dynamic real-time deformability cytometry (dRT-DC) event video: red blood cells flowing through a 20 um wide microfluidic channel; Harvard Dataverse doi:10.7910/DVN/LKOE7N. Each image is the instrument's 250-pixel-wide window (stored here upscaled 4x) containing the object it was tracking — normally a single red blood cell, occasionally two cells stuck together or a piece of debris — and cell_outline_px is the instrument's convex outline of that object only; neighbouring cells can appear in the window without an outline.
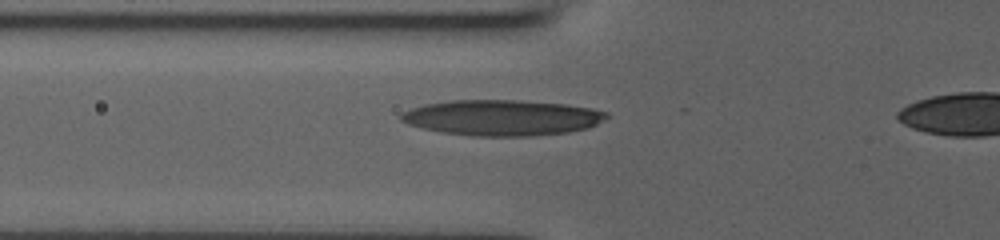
{"species": "human", "species_latin": "Homo sapiens", "temperature_condition": "room temperature", "stored_images_in_passage": 43, "camera_frame_rate_fps": 3000, "um_per_image_px": 0.085, "donor": {"sex": "male"}, "frame": {"image": 1, "passage_image": 16, "time_ms": 5.0, "image_size_px": [1000, 240], "cell_outline_px": [[608, 116], [604, 120], [588, 128], [568, 132], [528, 136], [476, 136], [444, 132], [424, 128], [408, 124], [400, 120], [400, 112], [424, 104], [452, 100], [516, 100], [568, 104], [592, 108], [608, 112]], "centroid_in_image_um": [42.69, 9.99], "position_along_channel_um": 83.1, "area_um2": 42.71}}
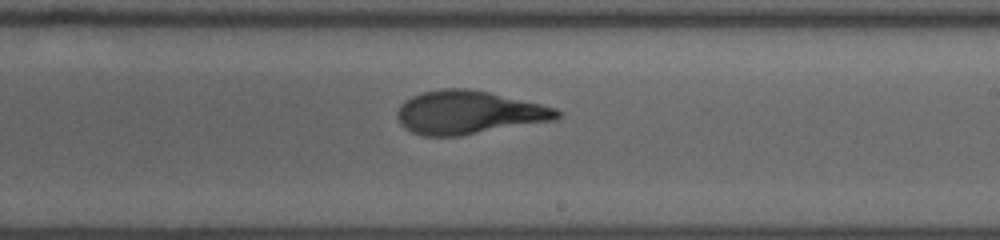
{"frame": {"image": 2, "passage_image": 28, "time_ms": 9.0, "image_size_px": [1000, 240], "cell_outline_px": [[560, 116], [556, 120], [460, 136], [424, 136], [412, 132], [396, 116], [396, 112], [400, 104], [404, 100], [412, 96], [424, 92], [440, 88], [468, 88], [488, 92], [540, 104], [556, 108], [560, 112]], "centroid_in_image_um": [39.84, 9.56], "position_along_channel_um": 249.2, "area_um2": 40.17}}
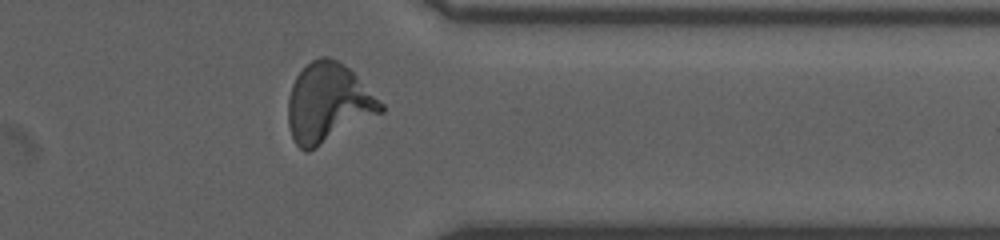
{"frame": {"image": 3, "passage_image": 38, "time_ms": 12.333, "image_size_px": [1000, 240], "cell_outline_px": [[384, 112], [308, 152], [304, 152], [296, 144], [292, 136], [288, 124], [288, 100], [292, 84], [296, 76], [312, 60], [320, 56], [328, 56], [344, 64], [384, 104]], "centroid_in_image_um": [27.89, 8.77], "position_along_channel_um": 383.5, "area_um2": 42.6}}